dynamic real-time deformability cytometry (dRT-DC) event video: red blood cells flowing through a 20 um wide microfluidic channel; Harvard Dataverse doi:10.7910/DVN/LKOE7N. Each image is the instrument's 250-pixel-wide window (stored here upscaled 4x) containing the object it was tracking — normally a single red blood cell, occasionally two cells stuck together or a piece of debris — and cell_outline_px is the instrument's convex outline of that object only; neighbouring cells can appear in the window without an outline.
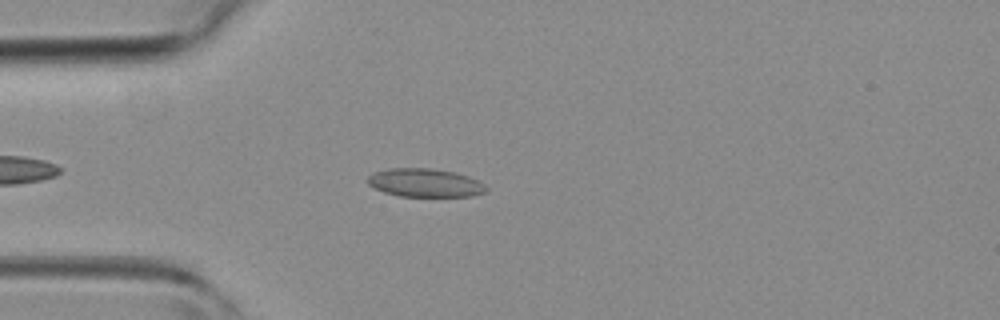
{"species": "common noctule bat (a hibernating species)", "species_latin": "Nyctalus noctula", "temperature_condition": "room temperature", "stored_images_in_passage": 24, "camera_frame_rate_fps": 3000, "um_per_image_px": 0.085, "animal": {"sex": "female", "body_mass_g": 19.3, "forearm_length_mm": 54.1}, "frame": {"image": 1, "passage_image": 6, "time_ms": 1.667, "image_size_px": [1000, 320], "cell_outline_px": [[488, 192], [472, 196], [400, 196], [384, 192], [368, 184], [368, 176], [372, 172], [388, 168], [428, 168], [456, 172], [468, 176], [484, 184], [488, 188]], "centroid_in_image_um": [36.14, 15.53], "position_along_channel_um": 48.9, "area_um2": 19.65}}
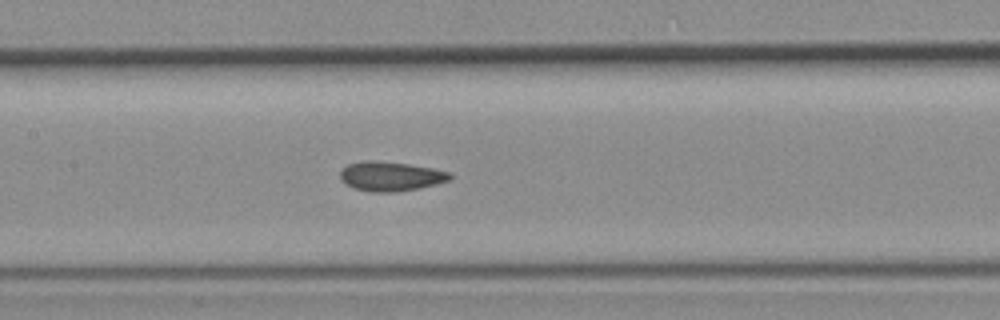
{"frame": {"image": 2, "passage_image": 15, "time_ms": 4.667, "image_size_px": [1000, 320], "cell_outline_px": [[452, 180], [420, 188], [392, 192], [368, 192], [352, 188], [344, 184], [340, 180], [340, 172], [348, 164], [360, 160], [376, 160], [408, 164], [432, 168], [452, 172]], "centroid_in_image_um": [33.19, 14.98], "position_along_channel_um": 174.2, "area_um2": 19.19}}
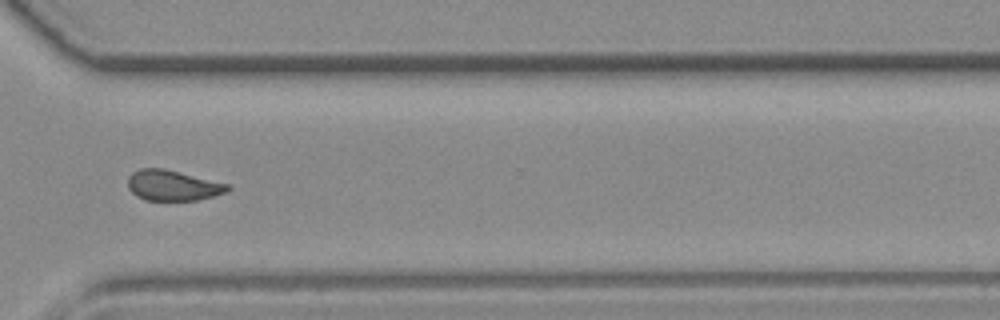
{"frame": {"image": 3, "passage_image": 22, "time_ms": 1675.333, "image_size_px": [1000, 320], "cell_outline_px": [[232, 188], [228, 192], [196, 200], [144, 200], [136, 196], [128, 188], [128, 176], [132, 172], [140, 168], [164, 168], [232, 184]], "centroid_in_image_um": [14.72, 15.75], "position_along_channel_um": 355.9, "area_um2": 18.03}}